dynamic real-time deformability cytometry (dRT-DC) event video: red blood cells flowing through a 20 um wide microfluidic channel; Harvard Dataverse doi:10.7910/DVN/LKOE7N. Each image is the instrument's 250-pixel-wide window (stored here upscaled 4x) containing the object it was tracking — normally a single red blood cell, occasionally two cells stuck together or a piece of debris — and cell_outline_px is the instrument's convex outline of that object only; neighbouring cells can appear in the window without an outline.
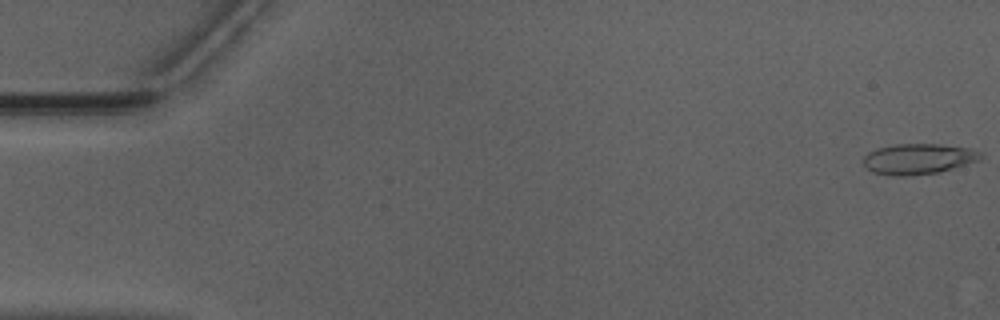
{"species": "Egyptian fruit bat (a non-hibernating species)", "species_latin": "Rousettus aegyptiacus", "temperature_condition": "warm", "stored_images_in_passage": 48, "camera_frame_rate_fps": 3000, "um_per_image_px": 0.085, "animal": {"sex": "male"}, "frame": {"image": 1, "passage_image": 1, "time_ms": 0.0, "image_size_px": [1000, 320], "cell_outline_px": [[984, 156], [980, 160], [952, 168], [936, 172], [904, 176], [892, 176], [872, 172], [864, 164], [864, 156], [868, 152], [880, 148], [896, 144], [940, 144], [968, 148], [980, 152]], "centroid_in_image_um": [78.06, 13.5], "position_along_channel_um": 6.9, "area_um2": 20.63}}
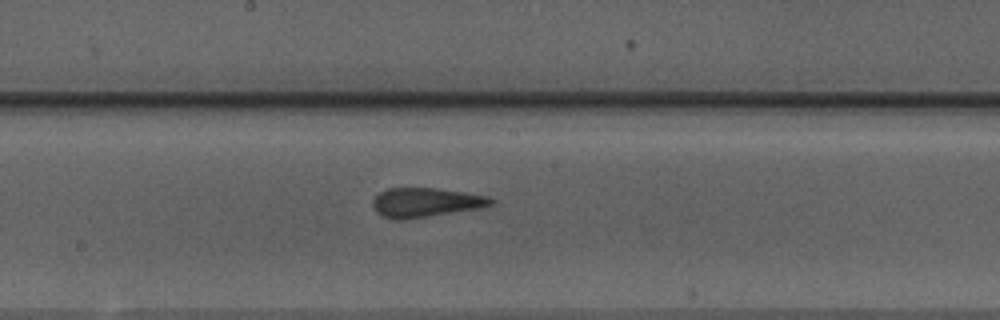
{"frame": {"image": 2, "passage_image": 28, "time_ms": 9.0, "image_size_px": [1000, 320], "cell_outline_px": [[496, 200], [492, 204], [480, 208], [404, 220], [396, 220], [384, 216], [376, 212], [372, 204], [376, 196], [380, 192], [388, 188], [436, 188], [464, 192], [488, 196]], "centroid_in_image_um": [36.19, 17.21], "position_along_channel_um": 212.0, "area_um2": 20.11}}
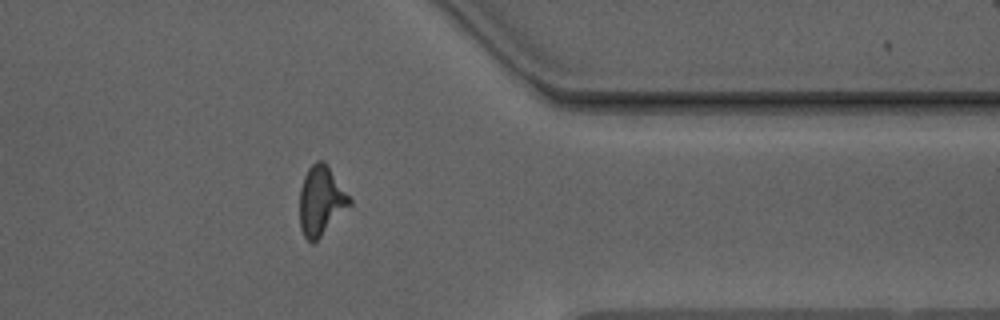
{"frame": {"image": 3, "passage_image": 42, "time_ms": 13.667, "image_size_px": [1000, 320], "cell_outline_px": [[352, 204], [312, 244], [304, 236], [300, 228], [300, 188], [304, 176], [308, 168], [316, 160], [324, 160], [328, 164], [352, 200]], "centroid_in_image_um": [27.29, 17.02], "position_along_channel_um": 384.1, "area_um2": 20.11}, "authors_computed_cell_mechanics": {"area_um2": 20.0855, "velocity_mm_per_s": 3.9731, "shape_relaxation_time_tau1_ms": 10.4123, "shape_relaxation_time_tau2_ms": 1.3191, "deformation_change_tau1": 0.3009, "deformation_change_tau2": 0.1132}}